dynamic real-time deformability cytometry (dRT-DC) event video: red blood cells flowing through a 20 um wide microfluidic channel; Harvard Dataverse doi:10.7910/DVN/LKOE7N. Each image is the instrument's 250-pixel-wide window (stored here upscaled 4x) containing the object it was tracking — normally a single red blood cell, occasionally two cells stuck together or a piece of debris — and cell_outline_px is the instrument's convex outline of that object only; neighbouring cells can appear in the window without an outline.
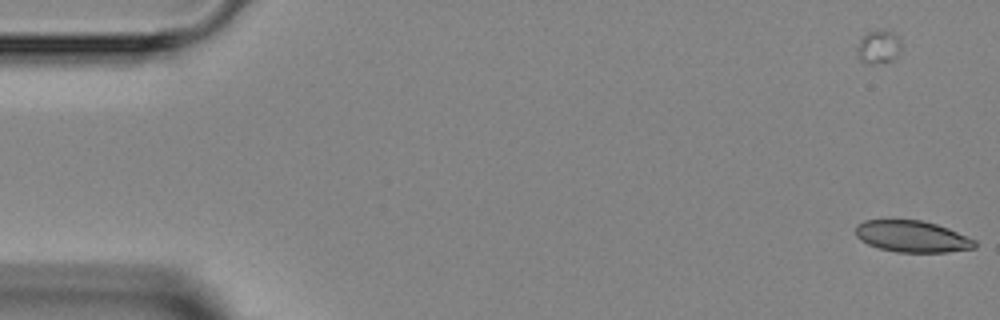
{"species": "Egyptian fruit bat (a non-hibernating species)", "species_latin": "Rousettus aegyptiacus", "temperature_condition": "room temperature", "stored_images_in_passage": 5, "camera_frame_rate_fps": 3000, "um_per_image_px": 0.085, "animal": {"sex": "female"}, "frame": {"image": 1, "passage_image": 1, "time_ms": 0.0, "image_size_px": [1000, 320], "cell_outline_px": [[976, 248], [948, 252], [896, 252], [880, 248], [868, 244], [860, 240], [856, 236], [856, 224], [864, 220], [920, 220], [936, 224], [948, 228], [976, 240]], "centroid_in_image_um": [77.53, 20.1], "position_along_channel_um": 7.5, "area_um2": 21.91}}
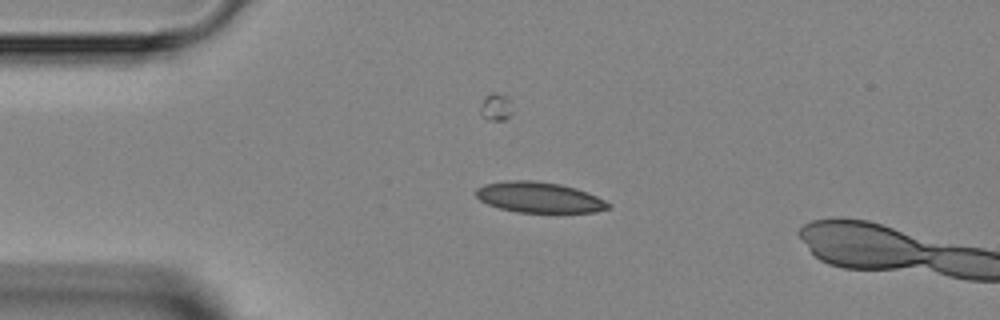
{"frame": {"image": 2, "passage_image": 4, "time_ms": 3.333, "image_size_px": [1000, 320], "cell_outline_px": [[612, 208], [596, 212], [516, 212], [500, 208], [488, 204], [480, 200], [476, 196], [476, 188], [484, 184], [504, 180], [536, 180], [560, 184], [576, 188], [588, 192], [612, 204]], "centroid_in_image_um": [45.84, 16.77], "position_along_channel_um": 39.2, "area_um2": 23.81}}